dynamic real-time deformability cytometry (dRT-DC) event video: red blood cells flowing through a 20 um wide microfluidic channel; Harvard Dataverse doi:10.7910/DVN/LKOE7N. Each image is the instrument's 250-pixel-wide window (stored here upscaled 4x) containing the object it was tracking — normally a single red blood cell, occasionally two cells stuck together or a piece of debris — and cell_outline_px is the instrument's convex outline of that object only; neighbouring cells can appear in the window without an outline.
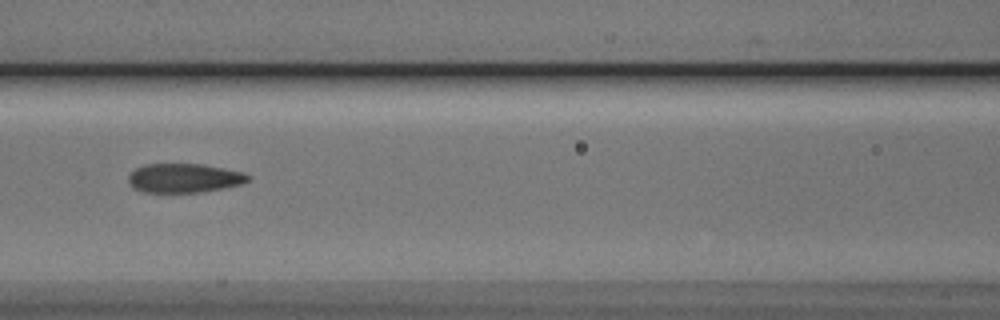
{"species": "Egyptian fruit bat (a non-hibernating species)", "species_latin": "Rousettus aegyptiacus", "temperature_condition": "cold", "stored_images_in_passage": 7, "camera_frame_rate_fps": 3000, "um_per_image_px": 0.085, "animal": {"sex": "male"}, "frame": {"image": 1, "passage_image": 5, "time_ms": 1.333, "image_size_px": [1000, 320], "cell_outline_px": [[252, 176], [248, 180], [240, 184], [200, 192], [144, 192], [136, 188], [128, 180], [128, 176], [136, 168], [144, 164], [204, 164], [244, 172]], "centroid_in_image_um": [15.67, 15.12], "position_along_channel_um": 150.9, "area_um2": 20.06}}
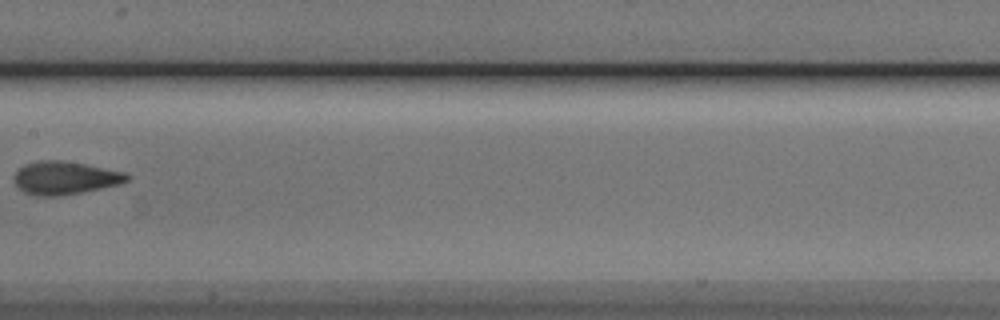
{"frame": {"image": 2, "passage_image": 6, "time_ms": 1.667, "image_size_px": [1000, 320], "cell_outline_px": [[128, 180], [120, 184], [60, 196], [36, 196], [24, 192], [16, 184], [12, 176], [24, 164], [40, 160], [60, 160], [84, 164], [124, 172], [128, 176]], "centroid_in_image_um": [5.47, 15.12], "position_along_channel_um": 201.9, "area_um2": 21.5}}
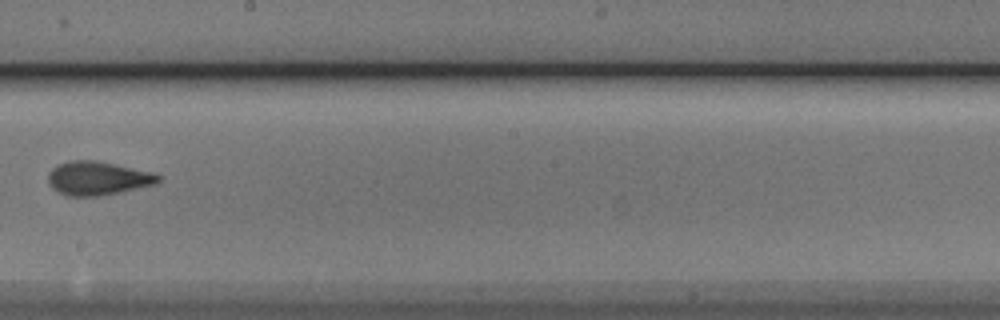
{"frame": {"image": 3, "passage_image": 7, "time_ms": 2.0, "image_size_px": [1000, 320], "cell_outline_px": [[164, 176], [156, 184], [120, 192], [100, 196], [68, 196], [56, 192], [52, 188], [48, 180], [48, 172], [56, 164], [68, 160], [96, 160], [116, 164], [152, 172]], "centroid_in_image_um": [8.3, 15.14], "position_along_channel_um": 239.9, "area_um2": 21.96}}